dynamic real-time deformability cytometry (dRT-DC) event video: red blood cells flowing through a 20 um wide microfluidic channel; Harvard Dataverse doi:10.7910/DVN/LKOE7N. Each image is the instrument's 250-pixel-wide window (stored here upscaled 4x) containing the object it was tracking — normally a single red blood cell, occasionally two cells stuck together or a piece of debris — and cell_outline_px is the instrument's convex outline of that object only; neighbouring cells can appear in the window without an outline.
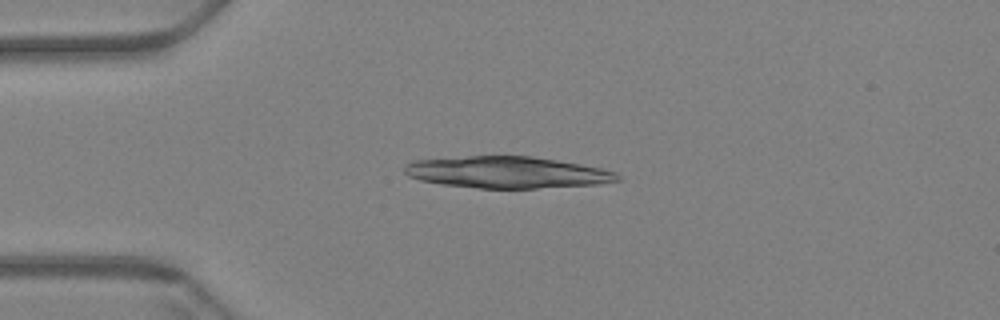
{"species": "Egyptian fruit bat (a non-hibernating species)", "species_latin": "Rousettus aegyptiacus", "temperature_condition": "warm", "stored_images_in_passage": 19, "camera_frame_rate_fps": 3000, "um_per_image_px": 0.085, "animal": {"sex": "female"}, "frame": {"image": 1, "passage_image": 13, "time_ms": 4.0, "image_size_px": [1000, 320], "cell_outline_px": [[620, 180], [596, 184], [536, 188], [476, 188], [440, 184], [420, 180], [408, 176], [404, 172], [404, 168], [408, 164], [416, 160], [468, 156], [532, 156], [580, 164], [600, 168], [616, 172], [620, 176]], "centroid_in_image_um": [43.09, 14.65], "position_along_channel_um": 41.9, "area_um2": 39.02}}